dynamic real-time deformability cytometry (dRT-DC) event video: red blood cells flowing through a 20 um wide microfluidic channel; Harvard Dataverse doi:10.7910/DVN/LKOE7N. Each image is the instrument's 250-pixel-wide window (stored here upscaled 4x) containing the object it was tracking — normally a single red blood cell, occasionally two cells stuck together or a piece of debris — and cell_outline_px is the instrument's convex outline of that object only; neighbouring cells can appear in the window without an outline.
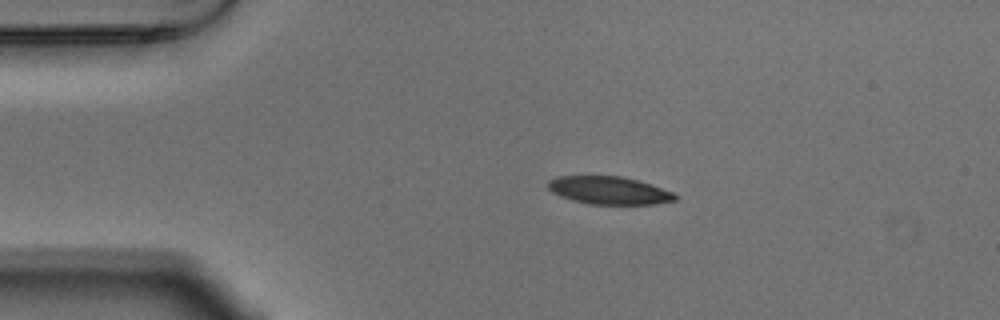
{"species": "Egyptian fruit bat (a non-hibernating species)", "species_latin": "Rousettus aegyptiacus", "temperature_condition": "warm", "stored_images_in_passage": 44, "camera_frame_rate_fps": 3000, "um_per_image_px": 0.085, "animal": {"sex": "male"}, "frame": {"image": 1, "passage_image": 1, "time_ms": 0.0, "image_size_px": [1000, 320], "cell_outline_px": [[676, 200], [656, 204], [592, 204], [572, 200], [560, 196], [552, 192], [548, 188], [548, 180], [556, 176], [620, 176], [636, 180], [672, 192], [676, 196]], "centroid_in_image_um": [51.71, 16.18], "position_along_channel_um": 33.3, "area_um2": 20.35}}
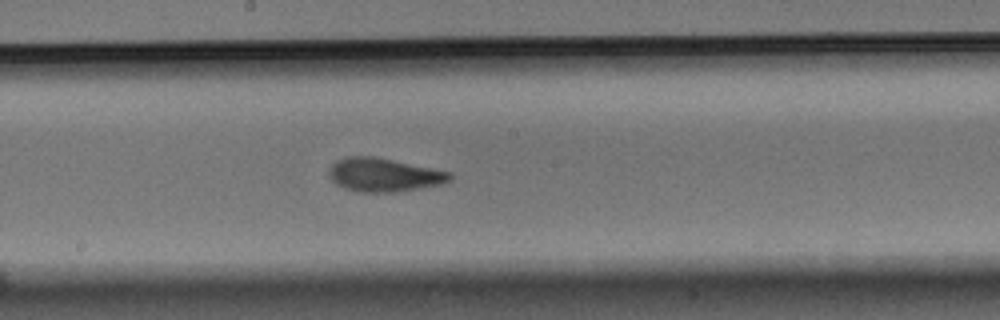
{"frame": {"image": 2, "passage_image": 19, "time_ms": 6.0, "image_size_px": [1000, 320], "cell_outline_px": [[452, 176], [448, 180], [440, 184], [396, 192], [356, 192], [344, 188], [336, 184], [332, 180], [328, 172], [328, 168], [336, 160], [344, 156], [372, 156], [452, 172]], "centroid_in_image_um": [32.56, 14.86], "position_along_channel_um": 215.6, "area_um2": 23.52}}
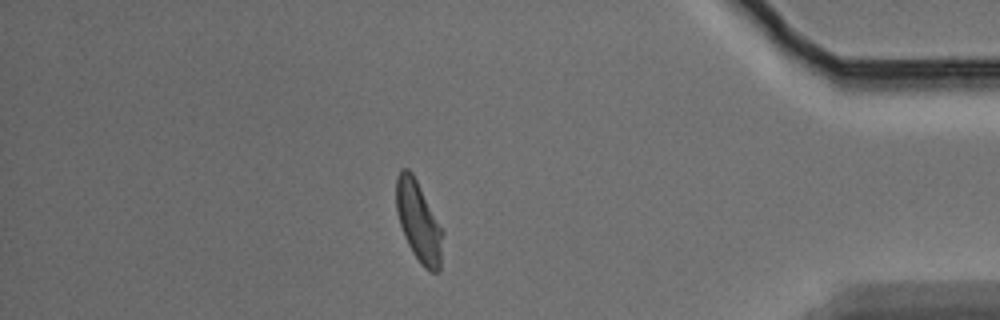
{"frame": {"image": 3, "passage_image": 37, "time_ms": 12.0, "image_size_px": [1000, 320], "cell_outline_px": [[444, 232], [440, 272], [428, 272], [420, 264], [412, 252], [404, 236], [396, 212], [396, 176], [400, 168], [408, 168], [412, 172]], "centroid_in_image_um": [35.58, 18.86], "position_along_channel_um": 399.6, "area_um2": 22.02}, "authors_computed_cell_mechanics": {"area_um2": 22.6576, "velocity_mm_per_s": 3.7045, "shape_relaxation_time_tau1_ms": 6.1632, "shape_relaxation_time_tau2_ms": 2.529, "deformation_change_tau1": 0.1948, "deformation_change_tau2": 0.0911}}